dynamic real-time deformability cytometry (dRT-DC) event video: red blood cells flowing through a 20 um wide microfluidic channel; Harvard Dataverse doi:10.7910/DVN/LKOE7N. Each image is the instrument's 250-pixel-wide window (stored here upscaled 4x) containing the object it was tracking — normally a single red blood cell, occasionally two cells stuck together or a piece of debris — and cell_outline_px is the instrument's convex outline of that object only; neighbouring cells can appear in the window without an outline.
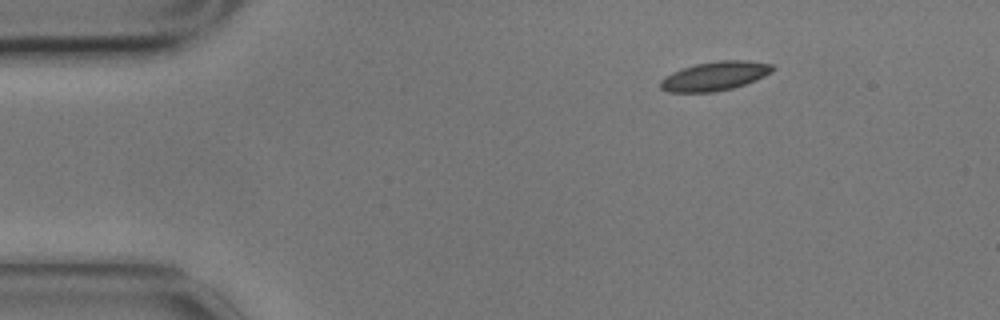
{"species": "common noctule bat (a hibernating species)", "species_latin": "Nyctalus noctula", "temperature_condition": "cold", "stored_images_in_passage": 50, "camera_frame_rate_fps": 3000, "um_per_image_px": 0.085, "animal": {"sex": "male", "body_mass_g": 17.9}, "frame": {"image": 1, "passage_image": 1, "time_ms": 0.0, "image_size_px": [1000, 320], "cell_outline_px": [[776, 68], [764, 76], [744, 84], [732, 88], [712, 92], [668, 92], [660, 88], [660, 80], [664, 76], [672, 72], [696, 64], [716, 60], [748, 60], [772, 64]], "centroid_in_image_um": [60.75, 6.45], "position_along_channel_um": 24.3, "area_um2": 18.9}}
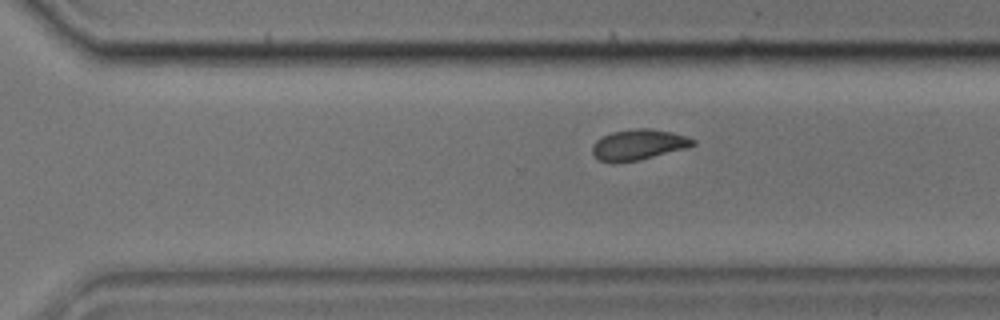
{"frame": {"image": 2, "passage_image": 32, "time_ms": 10.333, "image_size_px": [1000, 320], "cell_outline_px": [[696, 144], [688, 148], [640, 160], [616, 164], [612, 164], [596, 160], [592, 152], [592, 144], [596, 140], [612, 132], [636, 128], [648, 128], [672, 132], [696, 140]], "centroid_in_image_um": [54.24, 12.33], "position_along_channel_um": 316.4, "area_um2": 18.32}}
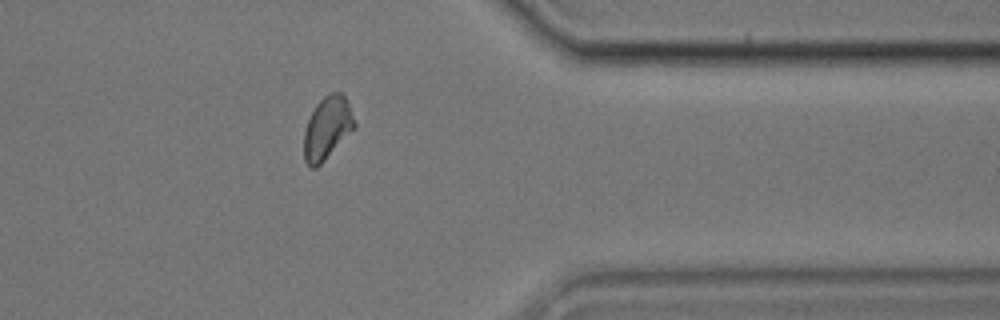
{"frame": {"image": 3, "passage_image": 39, "time_ms": 12.667, "image_size_px": [1000, 320], "cell_outline_px": [[356, 128], [316, 168], [312, 168], [304, 160], [304, 132], [308, 120], [316, 104], [324, 96], [332, 92], [340, 92], [344, 96], [348, 104], [356, 124]], "centroid_in_image_um": [27.81, 10.89], "position_along_channel_um": 383.6, "area_um2": 18.26}, "authors_computed_cell_mechanics": {"area_um2": 18.1492, "velocity_mm_per_s": 3.4574, "shape_relaxation_time_tau1_ms": 6.2738, "shape_relaxation_time_tau2_ms": 2.2286, "deformation_change_tau1": 0.1437, "deformation_change_tau2": 0.0697}}